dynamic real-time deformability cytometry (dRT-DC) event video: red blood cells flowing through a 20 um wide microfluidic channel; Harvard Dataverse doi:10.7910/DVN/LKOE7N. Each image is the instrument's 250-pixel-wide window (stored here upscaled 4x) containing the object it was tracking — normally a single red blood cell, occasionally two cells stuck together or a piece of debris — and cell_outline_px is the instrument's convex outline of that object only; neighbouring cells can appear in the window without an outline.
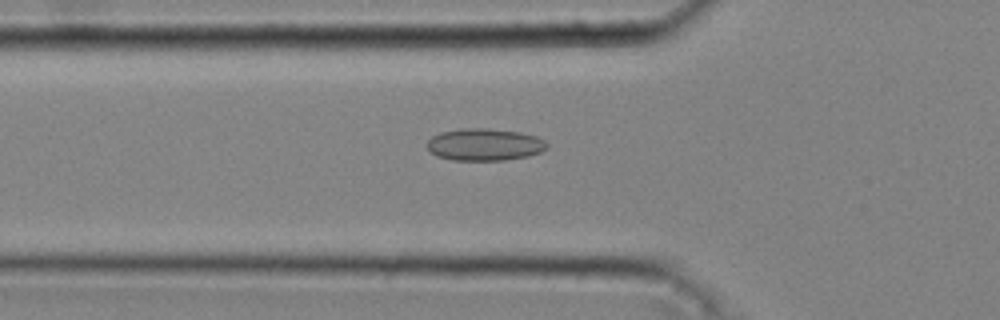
{"species": "common noctule bat (a hibernating species)", "species_latin": "Nyctalus noctula", "temperature_condition": "cold", "stored_images_in_passage": 42, "camera_frame_rate_fps": 3000, "um_per_image_px": 0.085, "animal": {"sex": "male", "body_mass_g": 20.4}, "frame": {"image": 1, "passage_image": 16, "time_ms": 5.0, "image_size_px": [1000, 320], "cell_outline_px": [[548, 148], [540, 152], [528, 156], [504, 160], [452, 160], [436, 156], [428, 148], [428, 140], [432, 136], [440, 132], [460, 128], [484, 128], [520, 132], [536, 136], [544, 140], [548, 144]], "centroid_in_image_um": [41.19, 12.28], "position_along_channel_um": 84.6, "area_um2": 22.48}}
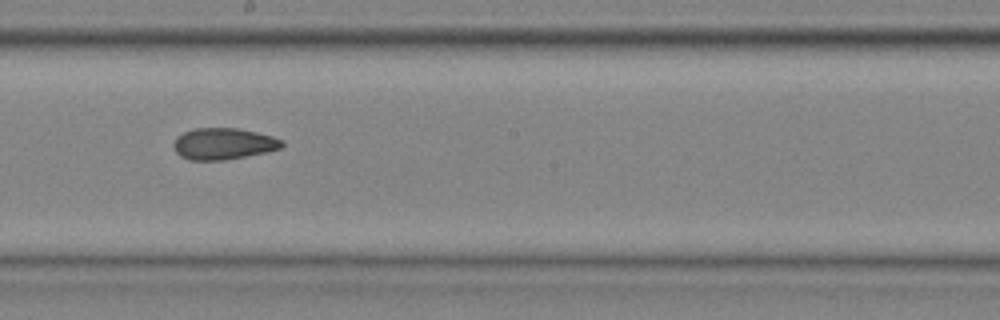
{"frame": {"image": 2, "passage_image": 26, "time_ms": 8.333, "image_size_px": [1000, 320], "cell_outline_px": [[284, 144], [280, 148], [264, 152], [224, 160], [188, 160], [180, 156], [176, 152], [172, 144], [176, 136], [184, 132], [196, 128], [236, 128], [256, 132], [272, 136], [284, 140]], "centroid_in_image_um": [18.95, 12.21], "position_along_channel_um": 229.2, "area_um2": 19.83}}
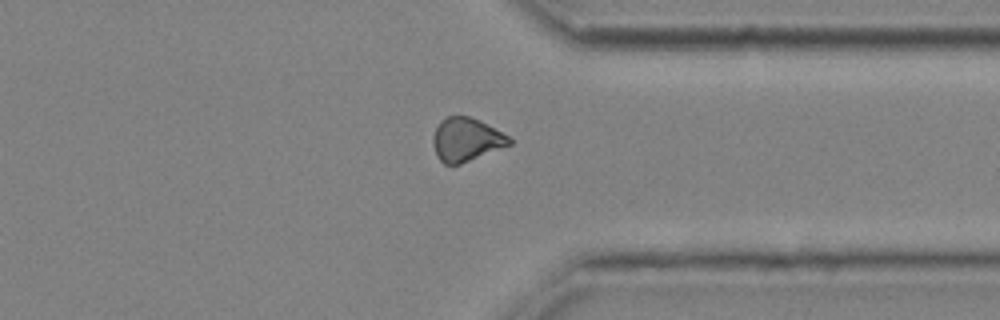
{"frame": {"image": 3, "passage_image": 36, "time_ms": 11.667, "image_size_px": [1000, 320], "cell_outline_px": [[512, 144], [460, 164], [444, 164], [436, 156], [432, 140], [432, 136], [440, 120], [444, 116], [468, 116], [480, 120], [508, 136], [512, 140]], "centroid_in_image_um": [39.6, 11.85], "position_along_channel_um": 371.8, "area_um2": 19.31}, "authors_computed_cell_mechanics": {"area_um2": 20.8369, "velocity_mm_per_s": 4.3332, "shape_relaxation_time_tau1_ms": null, "shape_relaxation_time_tau2_ms": 2.3797, "deformation_change_tau1": null, "deformation_change_tau2": 0.0767}}